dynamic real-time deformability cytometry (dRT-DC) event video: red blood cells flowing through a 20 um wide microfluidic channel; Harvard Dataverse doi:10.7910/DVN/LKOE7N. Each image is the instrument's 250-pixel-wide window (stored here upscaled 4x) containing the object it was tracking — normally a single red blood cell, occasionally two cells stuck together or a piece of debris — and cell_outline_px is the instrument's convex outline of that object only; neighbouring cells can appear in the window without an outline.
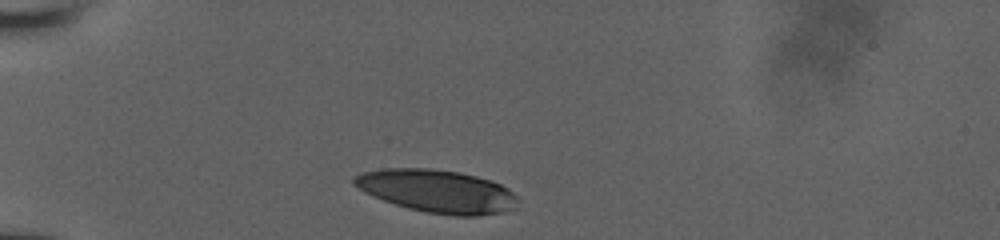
{"species": "human", "species_latin": "Homo sapiens", "temperature_condition": "room temperature", "stored_images_in_passage": 2, "camera_frame_rate_fps": 3000, "um_per_image_px": 0.085, "donor": {"sex": "male"}, "frame": {"image": 1, "passage_image": 1, "time_ms": 0.0, "image_size_px": [1000, 240], "cell_outline_px": [[520, 200], [512, 208], [500, 212], [480, 216], [456, 216], [428, 212], [408, 208], [372, 196], [364, 192], [352, 184], [352, 176], [364, 172], [384, 168], [428, 168], [460, 172], [476, 176], [500, 184], [508, 188]], "centroid_in_image_um": [37.13, 16.24], "position_along_channel_um": 47.9, "area_um2": 40.81}}